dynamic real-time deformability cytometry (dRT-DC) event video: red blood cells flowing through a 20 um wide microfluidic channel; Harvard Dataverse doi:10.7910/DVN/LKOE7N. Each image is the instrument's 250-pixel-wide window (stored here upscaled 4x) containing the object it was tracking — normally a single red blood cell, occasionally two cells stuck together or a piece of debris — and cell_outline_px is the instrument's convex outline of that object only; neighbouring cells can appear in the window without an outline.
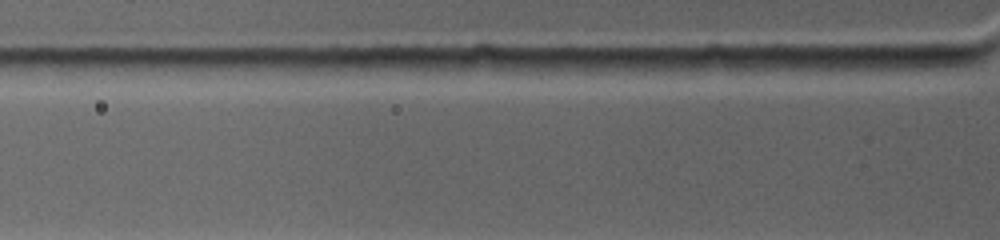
{"species": "common noctule bat (a hibernating species)", "species_latin": "Nyctalus noctula", "temperature_condition": "warm", "stored_images_in_passage": 3, "camera_frame_rate_fps": 4500, "um_per_image_px": 0.085, "animal": {"sex": "female", "body_mass_g": 19.0, "forearm_length_mm": 53.3}, "frame": {"image": 1, "passage_image": 2, "time_ms": 0.444, "image_size_px": [1000, 240], "cell_outline_px": [[728, 68], [700, 76], [624, 76], [616, 68], [620, 60], [708, 56], [720, 56]], "centroid_in_image_um": [57.1, 5.65], "position_along_channel_um": 68.7, "area_um2": 13.29}}